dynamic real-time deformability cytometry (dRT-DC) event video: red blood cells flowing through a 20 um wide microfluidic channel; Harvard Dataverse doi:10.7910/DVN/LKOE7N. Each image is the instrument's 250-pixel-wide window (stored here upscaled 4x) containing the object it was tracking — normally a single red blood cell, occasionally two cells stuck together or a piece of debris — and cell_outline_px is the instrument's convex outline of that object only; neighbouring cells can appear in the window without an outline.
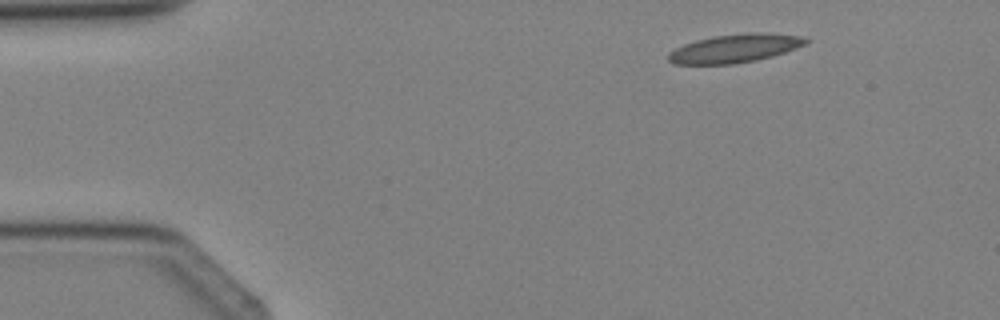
{"species": "Egyptian fruit bat (a non-hibernating species)", "species_latin": "Rousettus aegyptiacus", "temperature_condition": "cold", "stored_images_in_passage": 3, "camera_frame_rate_fps": 3000, "um_per_image_px": 0.085, "animal": {"sex": "female"}, "frame": {"image": 1, "passage_image": 2, "time_ms": 1.0, "image_size_px": [1000, 320], "cell_outline_px": [[812, 40], [796, 48], [772, 56], [756, 60], [732, 64], [672, 64], [668, 60], [668, 52], [684, 44], [696, 40], [712, 36], [752, 32], [804, 36]], "centroid_in_image_um": [62.45, 4.11], "position_along_channel_um": 22.6, "area_um2": 22.72}}